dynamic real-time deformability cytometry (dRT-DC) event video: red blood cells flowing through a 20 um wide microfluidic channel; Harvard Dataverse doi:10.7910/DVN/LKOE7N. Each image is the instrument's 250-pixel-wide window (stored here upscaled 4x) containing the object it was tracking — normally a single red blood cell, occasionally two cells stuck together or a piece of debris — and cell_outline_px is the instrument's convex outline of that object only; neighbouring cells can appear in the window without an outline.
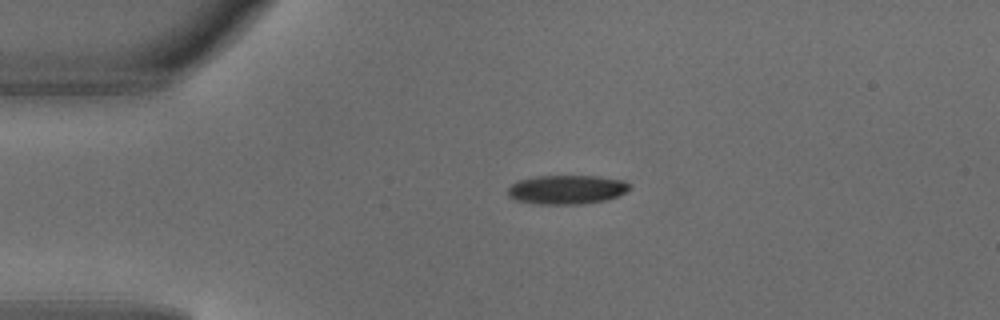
{"species": "common noctule bat (a hibernating species)", "species_latin": "Nyctalus noctula", "temperature_condition": "warm", "stored_images_in_passage": 2, "camera_frame_rate_fps": 3000, "um_per_image_px": 0.085, "animal": {"sex": "male", "body_mass_g": 18.8}, "frame": {"image": 1, "passage_image": 1, "time_ms": 0.0, "image_size_px": [1000, 320], "cell_outline_px": [[632, 184], [624, 192], [608, 200], [584, 204], [536, 204], [516, 200], [508, 196], [508, 188], [512, 184], [520, 180], [536, 176], [596, 176], [624, 180]], "centroid_in_image_um": [48.18, 16.12], "position_along_channel_um": 36.8, "area_um2": 20.63}}